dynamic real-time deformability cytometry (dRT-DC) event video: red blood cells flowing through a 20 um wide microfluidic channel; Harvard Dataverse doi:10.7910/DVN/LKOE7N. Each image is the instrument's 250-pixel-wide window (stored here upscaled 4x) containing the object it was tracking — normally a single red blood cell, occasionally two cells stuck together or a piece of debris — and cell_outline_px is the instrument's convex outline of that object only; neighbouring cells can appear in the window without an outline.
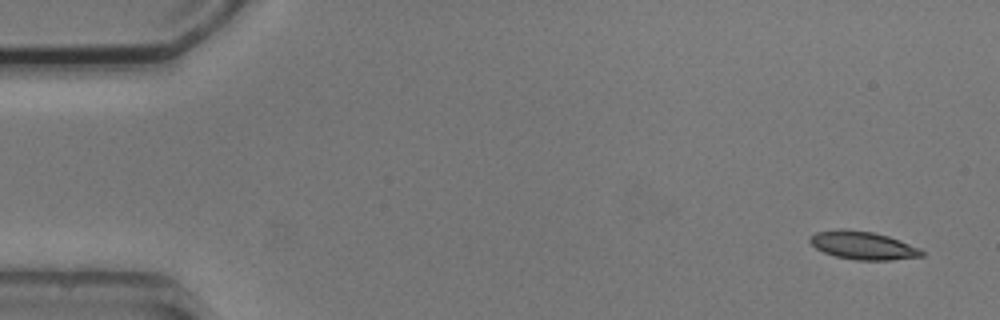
{"species": "common noctule bat (a hibernating species)", "species_latin": "Nyctalus noctula", "temperature_condition": "cold", "stored_images_in_passage": 5, "camera_frame_rate_fps": 3000, "um_per_image_px": 0.085, "animal": {"sex": "male", "body_mass_g": 20.5, "forearm_length_mm": 52.5}, "frame": {"image": 1, "passage_image": 1, "time_ms": 0.0, "image_size_px": [1000, 320], "cell_outline_px": [[924, 256], [892, 260], [856, 260], [836, 256], [824, 252], [816, 248], [808, 240], [808, 236], [816, 232], [840, 228], [844, 228], [872, 232], [888, 236], [900, 240], [920, 248], [924, 252]], "centroid_in_image_um": [73.34, 20.85], "position_along_channel_um": 11.7, "area_um2": 18.44}}
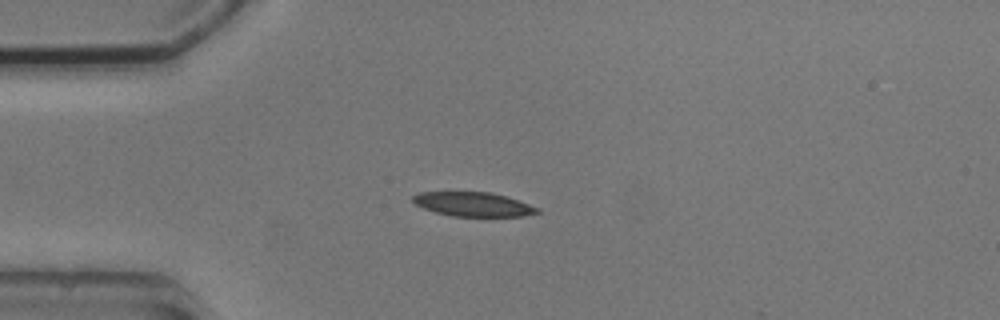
{"frame": {"image": 2, "passage_image": 4, "time_ms": 3.667, "image_size_px": [1000, 320], "cell_outline_px": [[540, 212], [524, 216], [452, 216], [436, 212], [424, 208], [416, 204], [412, 200], [412, 196], [420, 192], [492, 192], [540, 208]], "centroid_in_image_um": [40.22, 17.36], "position_along_channel_um": 44.8, "area_um2": 17.34}}